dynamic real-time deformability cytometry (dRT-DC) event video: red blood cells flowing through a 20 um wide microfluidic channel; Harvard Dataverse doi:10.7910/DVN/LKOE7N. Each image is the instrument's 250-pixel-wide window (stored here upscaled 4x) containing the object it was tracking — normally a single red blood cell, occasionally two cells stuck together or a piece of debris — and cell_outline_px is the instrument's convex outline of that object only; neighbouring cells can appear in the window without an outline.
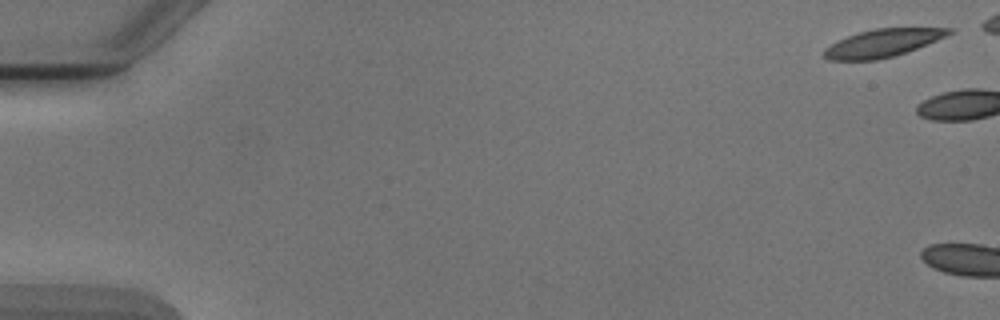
{"species": "Egyptian fruit bat (a non-hibernating species)", "species_latin": "Rousettus aegyptiacus", "temperature_condition": "cold", "stored_images_in_passage": 2, "camera_frame_rate_fps": 3000, "um_per_image_px": 0.085, "animal": {"sex": "male"}, "frame": {"image": 1, "passage_image": 1, "time_ms": 0.0, "image_size_px": [1000, 320], "cell_outline_px": [[952, 32], [936, 40], [916, 48], [892, 56], [876, 60], [828, 60], [824, 56], [824, 48], [856, 32], [876, 28], [952, 28]], "centroid_in_image_um": [74.98, 3.65], "position_along_channel_um": 10.0, "area_um2": 19.77}}